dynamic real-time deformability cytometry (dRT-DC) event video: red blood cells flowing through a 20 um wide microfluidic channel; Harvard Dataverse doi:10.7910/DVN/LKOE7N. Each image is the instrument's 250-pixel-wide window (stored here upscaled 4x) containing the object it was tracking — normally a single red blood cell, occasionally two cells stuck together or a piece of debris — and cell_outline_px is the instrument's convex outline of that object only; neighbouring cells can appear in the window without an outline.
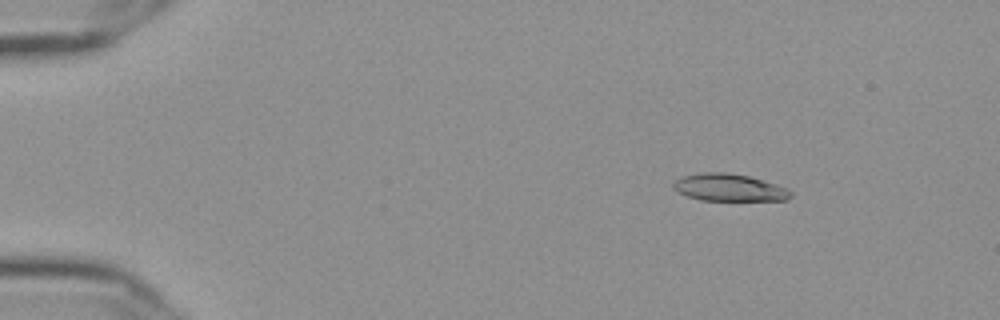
{"species": "Egyptian fruit bat (a non-hibernating species)", "species_latin": "Rousettus aegyptiacus", "temperature_condition": "cold", "stored_images_in_passage": 56, "camera_frame_rate_fps": 3000, "um_per_image_px": 0.085, "frame": {"image": 1, "passage_image": 8, "time_ms": 2.333, "image_size_px": [1000, 320], "cell_outline_px": [[792, 196], [788, 200], [700, 200], [676, 192], [672, 188], [672, 184], [676, 180], [684, 176], [704, 172], [728, 172], [748, 176], [776, 184], [788, 188], [792, 192]], "centroid_in_image_um": [61.98, 15.94], "position_along_channel_um": 23.0, "area_um2": 18.67}}
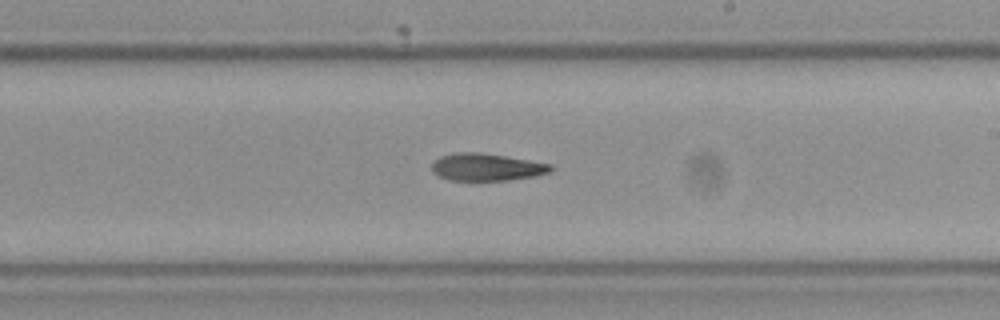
{"frame": {"image": 2, "passage_image": 34, "time_ms": 11.0, "image_size_px": [1000, 320], "cell_outline_px": [[552, 172], [536, 176], [508, 180], [448, 180], [440, 176], [432, 168], [432, 164], [440, 156], [456, 152], [480, 152], [552, 164]], "centroid_in_image_um": [41.39, 14.2], "position_along_channel_um": 247.6, "area_um2": 18.79}}
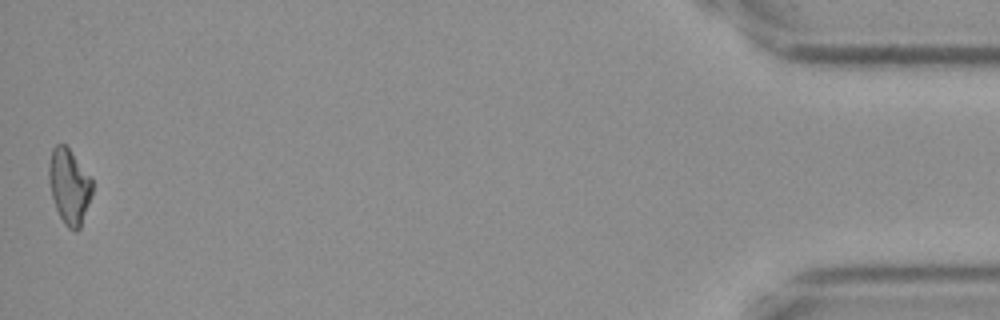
{"frame": {"image": 3, "passage_image": 56, "time_ms": 18.333, "image_size_px": [1000, 320], "cell_outline_px": [[92, 196], [80, 228], [76, 232], [68, 228], [64, 224], [56, 208], [52, 196], [48, 176], [48, 168], [52, 148], [56, 144], [64, 144], [68, 148], [92, 176]], "centroid_in_image_um": [5.9, 15.84], "position_along_channel_um": 429.3, "area_um2": 19.13}, "authors_computed_cell_mechanics": {"area_um2": 19.2763, "velocity_mm_per_s": 3.6487, "shape_relaxation_time_tau1_ms": 7.3179, "shape_relaxation_time_tau2_ms": 6.0272, "deformation_change_tau1": 0.1781, "deformation_change_tau2": 0.1494}}